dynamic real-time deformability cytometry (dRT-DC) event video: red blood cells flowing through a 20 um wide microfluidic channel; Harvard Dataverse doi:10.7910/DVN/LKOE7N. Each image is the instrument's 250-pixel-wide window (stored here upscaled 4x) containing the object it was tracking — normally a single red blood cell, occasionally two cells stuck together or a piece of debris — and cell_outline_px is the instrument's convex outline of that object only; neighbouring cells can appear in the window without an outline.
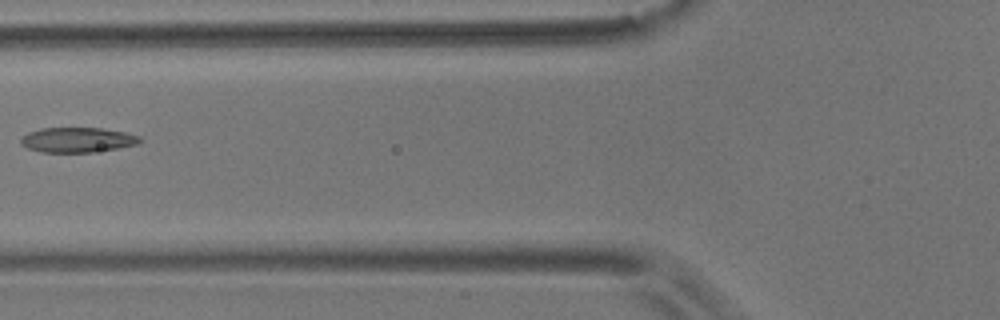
{"species": "common noctule bat (a hibernating species)", "species_latin": "Nyctalus noctula", "temperature_condition": "room temperature", "stored_images_in_passage": 5, "camera_frame_rate_fps": 3000, "um_per_image_px": 0.085, "animal": {"sex": "male", "body_mass_g": 17.9}, "frame": {"image": 1, "passage_image": 5, "time_ms": 6.0, "image_size_px": [1000, 320], "cell_outline_px": [[144, 140], [136, 144], [120, 148], [92, 152], [40, 152], [28, 148], [20, 144], [20, 140], [28, 132], [40, 128], [100, 128], [124, 132], [140, 136]], "centroid_in_image_um": [6.59, 11.89], "position_along_channel_um": 119.2, "area_um2": 17.34}}